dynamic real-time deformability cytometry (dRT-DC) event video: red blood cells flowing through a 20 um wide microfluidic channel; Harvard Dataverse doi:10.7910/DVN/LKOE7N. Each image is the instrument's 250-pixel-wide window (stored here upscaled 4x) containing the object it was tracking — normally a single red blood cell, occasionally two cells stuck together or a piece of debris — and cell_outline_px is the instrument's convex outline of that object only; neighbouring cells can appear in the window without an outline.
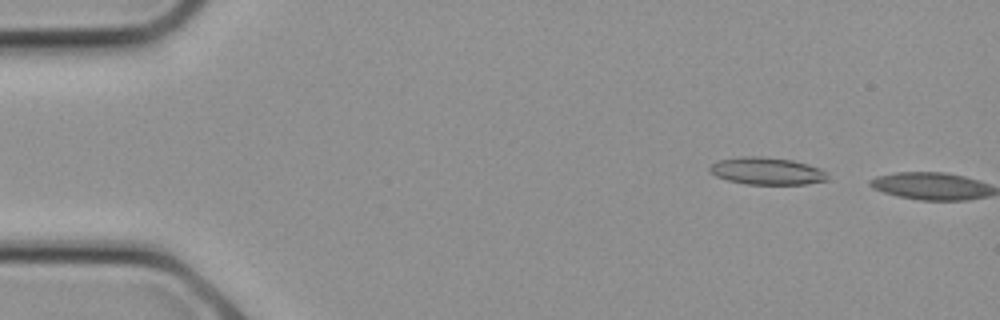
{"species": "common noctule bat (a hibernating species)", "species_latin": "Nyctalus noctula", "temperature_condition": "cold", "stored_images_in_passage": 4, "camera_frame_rate_fps": 3000, "um_per_image_px": 0.085, "animal": {"sex": "female", "body_mass_g": 21.9}, "frame": {"image": 1, "passage_image": 3, "time_ms": 0.667, "image_size_px": [1000, 320], "cell_outline_px": [[828, 180], [804, 184], [744, 184], [728, 180], [716, 176], [708, 168], [716, 160], [740, 156], [764, 156], [792, 160], [808, 164], [820, 168], [824, 172]], "centroid_in_image_um": [65.15, 14.52], "position_along_channel_um": 19.9, "area_um2": 18.73}}